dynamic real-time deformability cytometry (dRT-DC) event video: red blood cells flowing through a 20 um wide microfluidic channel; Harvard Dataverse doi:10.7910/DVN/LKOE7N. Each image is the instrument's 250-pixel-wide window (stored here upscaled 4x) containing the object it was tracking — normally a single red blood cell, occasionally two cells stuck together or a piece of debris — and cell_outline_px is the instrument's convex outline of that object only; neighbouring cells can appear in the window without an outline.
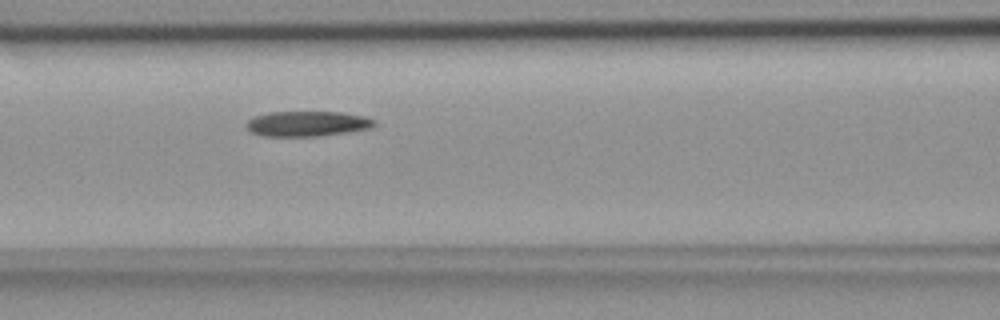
{"species": "common noctule bat (a hibernating species)", "species_latin": "Nyctalus noctula", "temperature_condition": "room temperature", "stored_images_in_passage": 38, "camera_frame_rate_fps": 3000, "um_per_image_px": 0.085, "animal": {"sex": "female", "body_mass_g": 18.4}, "frame": {"image": 1, "passage_image": 14, "time_ms": 4.333, "image_size_px": [1000, 320], "cell_outline_px": [[376, 124], [372, 128], [348, 132], [316, 136], [264, 136], [252, 132], [244, 124], [248, 120], [256, 116], [268, 112], [340, 112], [364, 116], [376, 120]], "centroid_in_image_um": [26.14, 10.51], "position_along_channel_um": 140.5, "area_um2": 18.79}}
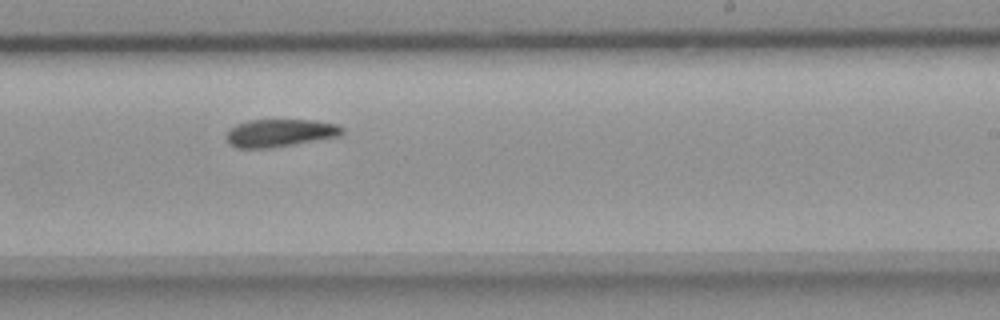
{"frame": {"image": 2, "passage_image": 24, "time_ms": 7.667, "image_size_px": [1000, 320], "cell_outline_px": [[344, 132], [340, 136], [272, 148], [236, 148], [228, 144], [224, 136], [228, 128], [236, 124], [248, 120], [312, 120], [340, 124], [344, 128]], "centroid_in_image_um": [23.76, 11.3], "position_along_channel_um": 265.2, "area_um2": 19.13}}
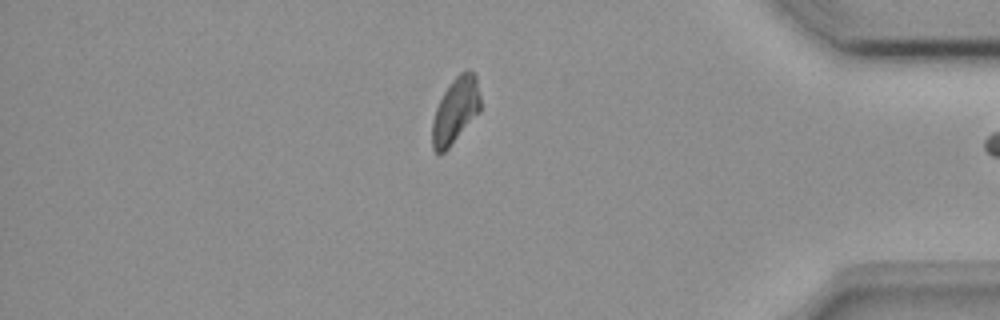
{"frame": {"image": 3, "passage_image": 37, "time_ms": 12.0, "image_size_px": [1000, 320], "cell_outline_px": [[480, 112], [448, 148], [444, 152], [436, 152], [432, 148], [432, 120], [436, 108], [444, 92], [452, 80], [460, 72], [472, 72], [476, 76], [480, 96]], "centroid_in_image_um": [38.71, 9.4], "position_along_channel_um": 396.5, "area_um2": 18.21}}